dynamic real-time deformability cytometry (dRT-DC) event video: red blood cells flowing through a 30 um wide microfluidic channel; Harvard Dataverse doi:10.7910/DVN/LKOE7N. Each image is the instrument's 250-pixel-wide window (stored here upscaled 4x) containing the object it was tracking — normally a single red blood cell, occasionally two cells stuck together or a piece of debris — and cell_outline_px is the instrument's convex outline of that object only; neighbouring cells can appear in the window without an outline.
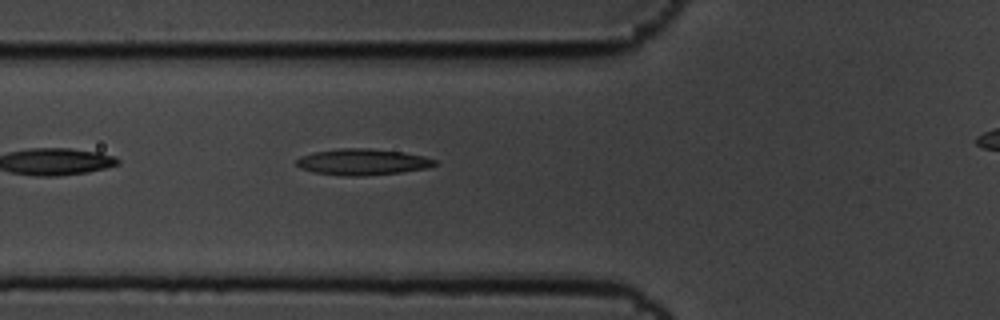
{"species": "common noctule bat (a hibernating species)", "species_latin": "Nyctalus noctula", "temperature_condition": "cold", "stored_images_in_passage": 6, "camera_frame_rate_fps": 3000, "um_per_image_px": 0.085, "animal": {"sex": "male", "body_mass_g": 19.5, "forearm_length_mm": 54.6}, "frame": {"image": 1, "passage_image": 6, "time_ms": 1.667, "image_size_px": [1000, 320], "cell_outline_px": [[436, 164], [428, 168], [400, 172], [364, 176], [348, 176], [312, 172], [300, 168], [296, 164], [296, 160], [300, 156], [316, 152], [340, 148], [368, 148], [404, 152], [424, 156], [436, 160]], "centroid_in_image_um": [30.81, 13.76], "position_along_channel_um": 95.0, "area_um2": 21.1}}